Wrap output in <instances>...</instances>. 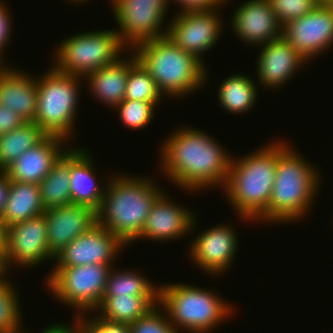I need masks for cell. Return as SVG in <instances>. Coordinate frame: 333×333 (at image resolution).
Masks as SVG:
<instances>
[{
    "mask_svg": "<svg viewBox=\"0 0 333 333\" xmlns=\"http://www.w3.org/2000/svg\"><path fill=\"white\" fill-rule=\"evenodd\" d=\"M161 148V170L177 187L198 191L224 187L232 157L212 136L196 128H182L167 137Z\"/></svg>",
    "mask_w": 333,
    "mask_h": 333,
    "instance_id": "obj_1",
    "label": "cell"
},
{
    "mask_svg": "<svg viewBox=\"0 0 333 333\" xmlns=\"http://www.w3.org/2000/svg\"><path fill=\"white\" fill-rule=\"evenodd\" d=\"M147 178L118 174L105 186L96 211L97 224L107 228L124 244L135 241L142 232L156 199L163 193Z\"/></svg>",
    "mask_w": 333,
    "mask_h": 333,
    "instance_id": "obj_2",
    "label": "cell"
},
{
    "mask_svg": "<svg viewBox=\"0 0 333 333\" xmlns=\"http://www.w3.org/2000/svg\"><path fill=\"white\" fill-rule=\"evenodd\" d=\"M304 160L286 144L277 143V165L270 201L258 219L293 222L309 210L321 179L313 165Z\"/></svg>",
    "mask_w": 333,
    "mask_h": 333,
    "instance_id": "obj_3",
    "label": "cell"
},
{
    "mask_svg": "<svg viewBox=\"0 0 333 333\" xmlns=\"http://www.w3.org/2000/svg\"><path fill=\"white\" fill-rule=\"evenodd\" d=\"M246 155L240 160L232 158L225 183V194L239 217L258 220L267 210L275 180L277 143Z\"/></svg>",
    "mask_w": 333,
    "mask_h": 333,
    "instance_id": "obj_4",
    "label": "cell"
},
{
    "mask_svg": "<svg viewBox=\"0 0 333 333\" xmlns=\"http://www.w3.org/2000/svg\"><path fill=\"white\" fill-rule=\"evenodd\" d=\"M133 50L163 96L166 93L182 97L207 81L204 63L178 47L168 36L145 41Z\"/></svg>",
    "mask_w": 333,
    "mask_h": 333,
    "instance_id": "obj_5",
    "label": "cell"
},
{
    "mask_svg": "<svg viewBox=\"0 0 333 333\" xmlns=\"http://www.w3.org/2000/svg\"><path fill=\"white\" fill-rule=\"evenodd\" d=\"M158 288V305L164 308L178 333L179 327L192 333H206L231 316L232 306L210 290L184 283Z\"/></svg>",
    "mask_w": 333,
    "mask_h": 333,
    "instance_id": "obj_6",
    "label": "cell"
},
{
    "mask_svg": "<svg viewBox=\"0 0 333 333\" xmlns=\"http://www.w3.org/2000/svg\"><path fill=\"white\" fill-rule=\"evenodd\" d=\"M79 78L54 68L36 78L38 96L34 123L46 135L60 136L66 140L72 136L78 107Z\"/></svg>",
    "mask_w": 333,
    "mask_h": 333,
    "instance_id": "obj_7",
    "label": "cell"
},
{
    "mask_svg": "<svg viewBox=\"0 0 333 333\" xmlns=\"http://www.w3.org/2000/svg\"><path fill=\"white\" fill-rule=\"evenodd\" d=\"M117 30L75 34L57 47L55 70L82 78L90 72L115 63L124 51Z\"/></svg>",
    "mask_w": 333,
    "mask_h": 333,
    "instance_id": "obj_8",
    "label": "cell"
},
{
    "mask_svg": "<svg viewBox=\"0 0 333 333\" xmlns=\"http://www.w3.org/2000/svg\"><path fill=\"white\" fill-rule=\"evenodd\" d=\"M111 264L55 266L47 278V286L58 300L71 305L77 314L95 311L105 292Z\"/></svg>",
    "mask_w": 333,
    "mask_h": 333,
    "instance_id": "obj_9",
    "label": "cell"
},
{
    "mask_svg": "<svg viewBox=\"0 0 333 333\" xmlns=\"http://www.w3.org/2000/svg\"><path fill=\"white\" fill-rule=\"evenodd\" d=\"M111 3L120 28L119 39L127 49L167 36L161 27L169 0H112Z\"/></svg>",
    "mask_w": 333,
    "mask_h": 333,
    "instance_id": "obj_10",
    "label": "cell"
},
{
    "mask_svg": "<svg viewBox=\"0 0 333 333\" xmlns=\"http://www.w3.org/2000/svg\"><path fill=\"white\" fill-rule=\"evenodd\" d=\"M282 36L306 61L321 54L333 43V5H317L306 15L291 20L283 26Z\"/></svg>",
    "mask_w": 333,
    "mask_h": 333,
    "instance_id": "obj_11",
    "label": "cell"
},
{
    "mask_svg": "<svg viewBox=\"0 0 333 333\" xmlns=\"http://www.w3.org/2000/svg\"><path fill=\"white\" fill-rule=\"evenodd\" d=\"M215 11L177 13L166 29L167 36L185 52L204 62L201 54L215 45L222 30L220 17Z\"/></svg>",
    "mask_w": 333,
    "mask_h": 333,
    "instance_id": "obj_12",
    "label": "cell"
},
{
    "mask_svg": "<svg viewBox=\"0 0 333 333\" xmlns=\"http://www.w3.org/2000/svg\"><path fill=\"white\" fill-rule=\"evenodd\" d=\"M45 215H39L6 227V256L10 263L34 266L48 259L54 260L47 241ZM13 261V262H12Z\"/></svg>",
    "mask_w": 333,
    "mask_h": 333,
    "instance_id": "obj_13",
    "label": "cell"
},
{
    "mask_svg": "<svg viewBox=\"0 0 333 333\" xmlns=\"http://www.w3.org/2000/svg\"><path fill=\"white\" fill-rule=\"evenodd\" d=\"M124 245L116 235L96 223L56 255V266L113 264L114 256Z\"/></svg>",
    "mask_w": 333,
    "mask_h": 333,
    "instance_id": "obj_14",
    "label": "cell"
},
{
    "mask_svg": "<svg viewBox=\"0 0 333 333\" xmlns=\"http://www.w3.org/2000/svg\"><path fill=\"white\" fill-rule=\"evenodd\" d=\"M235 233L226 224L203 231L189 246L191 259L207 273L217 275L226 271L237 252L238 237Z\"/></svg>",
    "mask_w": 333,
    "mask_h": 333,
    "instance_id": "obj_15",
    "label": "cell"
},
{
    "mask_svg": "<svg viewBox=\"0 0 333 333\" xmlns=\"http://www.w3.org/2000/svg\"><path fill=\"white\" fill-rule=\"evenodd\" d=\"M44 215L48 246L55 256L97 223L96 210L77 204L46 209Z\"/></svg>",
    "mask_w": 333,
    "mask_h": 333,
    "instance_id": "obj_16",
    "label": "cell"
},
{
    "mask_svg": "<svg viewBox=\"0 0 333 333\" xmlns=\"http://www.w3.org/2000/svg\"><path fill=\"white\" fill-rule=\"evenodd\" d=\"M232 29L243 42L264 45L282 37L279 23L269 0H247L235 10Z\"/></svg>",
    "mask_w": 333,
    "mask_h": 333,
    "instance_id": "obj_17",
    "label": "cell"
},
{
    "mask_svg": "<svg viewBox=\"0 0 333 333\" xmlns=\"http://www.w3.org/2000/svg\"><path fill=\"white\" fill-rule=\"evenodd\" d=\"M65 141L60 136L46 135L5 169L9 180L38 185L66 151L63 147V143L67 144Z\"/></svg>",
    "mask_w": 333,
    "mask_h": 333,
    "instance_id": "obj_18",
    "label": "cell"
},
{
    "mask_svg": "<svg viewBox=\"0 0 333 333\" xmlns=\"http://www.w3.org/2000/svg\"><path fill=\"white\" fill-rule=\"evenodd\" d=\"M168 200L164 193L156 199L137 240L149 238L153 241H168L190 233L189 231L195 228L193 212Z\"/></svg>",
    "mask_w": 333,
    "mask_h": 333,
    "instance_id": "obj_19",
    "label": "cell"
},
{
    "mask_svg": "<svg viewBox=\"0 0 333 333\" xmlns=\"http://www.w3.org/2000/svg\"><path fill=\"white\" fill-rule=\"evenodd\" d=\"M262 47V48H261ZM258 81L264 87H280L293 76L306 59L282 36L260 46Z\"/></svg>",
    "mask_w": 333,
    "mask_h": 333,
    "instance_id": "obj_20",
    "label": "cell"
},
{
    "mask_svg": "<svg viewBox=\"0 0 333 333\" xmlns=\"http://www.w3.org/2000/svg\"><path fill=\"white\" fill-rule=\"evenodd\" d=\"M37 80L7 66L0 73V104L26 122H34L37 110Z\"/></svg>",
    "mask_w": 333,
    "mask_h": 333,
    "instance_id": "obj_21",
    "label": "cell"
},
{
    "mask_svg": "<svg viewBox=\"0 0 333 333\" xmlns=\"http://www.w3.org/2000/svg\"><path fill=\"white\" fill-rule=\"evenodd\" d=\"M72 149H69L71 204L92 207L97 211L104 197L105 187L100 188L95 182L93 160L89 152L79 148Z\"/></svg>",
    "mask_w": 333,
    "mask_h": 333,
    "instance_id": "obj_22",
    "label": "cell"
},
{
    "mask_svg": "<svg viewBox=\"0 0 333 333\" xmlns=\"http://www.w3.org/2000/svg\"><path fill=\"white\" fill-rule=\"evenodd\" d=\"M134 56L125 62L121 57L113 64L88 73V86L97 97L108 106L115 107L125 98L129 66L137 59Z\"/></svg>",
    "mask_w": 333,
    "mask_h": 333,
    "instance_id": "obj_23",
    "label": "cell"
},
{
    "mask_svg": "<svg viewBox=\"0 0 333 333\" xmlns=\"http://www.w3.org/2000/svg\"><path fill=\"white\" fill-rule=\"evenodd\" d=\"M37 184L11 181L7 200L1 213L6 227L44 214Z\"/></svg>",
    "mask_w": 333,
    "mask_h": 333,
    "instance_id": "obj_24",
    "label": "cell"
},
{
    "mask_svg": "<svg viewBox=\"0 0 333 333\" xmlns=\"http://www.w3.org/2000/svg\"><path fill=\"white\" fill-rule=\"evenodd\" d=\"M159 295L102 297L98 316L106 321L130 325L158 305Z\"/></svg>",
    "mask_w": 333,
    "mask_h": 333,
    "instance_id": "obj_25",
    "label": "cell"
},
{
    "mask_svg": "<svg viewBox=\"0 0 333 333\" xmlns=\"http://www.w3.org/2000/svg\"><path fill=\"white\" fill-rule=\"evenodd\" d=\"M38 186L45 210L71 204L69 149L53 164L51 171Z\"/></svg>",
    "mask_w": 333,
    "mask_h": 333,
    "instance_id": "obj_26",
    "label": "cell"
},
{
    "mask_svg": "<svg viewBox=\"0 0 333 333\" xmlns=\"http://www.w3.org/2000/svg\"><path fill=\"white\" fill-rule=\"evenodd\" d=\"M256 86L251 78L242 74L226 78L221 83L217 95L221 107L236 114L247 112L255 106L258 93Z\"/></svg>",
    "mask_w": 333,
    "mask_h": 333,
    "instance_id": "obj_27",
    "label": "cell"
},
{
    "mask_svg": "<svg viewBox=\"0 0 333 333\" xmlns=\"http://www.w3.org/2000/svg\"><path fill=\"white\" fill-rule=\"evenodd\" d=\"M46 134L34 122L0 135V170H5L25 151L38 144Z\"/></svg>",
    "mask_w": 333,
    "mask_h": 333,
    "instance_id": "obj_28",
    "label": "cell"
},
{
    "mask_svg": "<svg viewBox=\"0 0 333 333\" xmlns=\"http://www.w3.org/2000/svg\"><path fill=\"white\" fill-rule=\"evenodd\" d=\"M111 269L107 278L103 297L115 295H159V288L149 282L142 274L133 271H117Z\"/></svg>",
    "mask_w": 333,
    "mask_h": 333,
    "instance_id": "obj_29",
    "label": "cell"
},
{
    "mask_svg": "<svg viewBox=\"0 0 333 333\" xmlns=\"http://www.w3.org/2000/svg\"><path fill=\"white\" fill-rule=\"evenodd\" d=\"M162 95L150 73L136 59L129 66L124 99L152 102L157 105Z\"/></svg>",
    "mask_w": 333,
    "mask_h": 333,
    "instance_id": "obj_30",
    "label": "cell"
},
{
    "mask_svg": "<svg viewBox=\"0 0 333 333\" xmlns=\"http://www.w3.org/2000/svg\"><path fill=\"white\" fill-rule=\"evenodd\" d=\"M5 279L0 280V333H21V312L16 290Z\"/></svg>",
    "mask_w": 333,
    "mask_h": 333,
    "instance_id": "obj_31",
    "label": "cell"
},
{
    "mask_svg": "<svg viewBox=\"0 0 333 333\" xmlns=\"http://www.w3.org/2000/svg\"><path fill=\"white\" fill-rule=\"evenodd\" d=\"M155 107L152 102L124 99L114 108L119 110L121 121L125 126L131 129H141L151 122Z\"/></svg>",
    "mask_w": 333,
    "mask_h": 333,
    "instance_id": "obj_32",
    "label": "cell"
},
{
    "mask_svg": "<svg viewBox=\"0 0 333 333\" xmlns=\"http://www.w3.org/2000/svg\"><path fill=\"white\" fill-rule=\"evenodd\" d=\"M156 305L145 316L139 318L136 322L129 325L130 333H178L171 320L166 316L165 310L163 314L158 310Z\"/></svg>",
    "mask_w": 333,
    "mask_h": 333,
    "instance_id": "obj_33",
    "label": "cell"
},
{
    "mask_svg": "<svg viewBox=\"0 0 333 333\" xmlns=\"http://www.w3.org/2000/svg\"><path fill=\"white\" fill-rule=\"evenodd\" d=\"M269 2L282 26L306 15L318 5L316 0H269Z\"/></svg>",
    "mask_w": 333,
    "mask_h": 333,
    "instance_id": "obj_34",
    "label": "cell"
},
{
    "mask_svg": "<svg viewBox=\"0 0 333 333\" xmlns=\"http://www.w3.org/2000/svg\"><path fill=\"white\" fill-rule=\"evenodd\" d=\"M76 328L78 333H130L128 324L113 323L98 316L91 320L76 315Z\"/></svg>",
    "mask_w": 333,
    "mask_h": 333,
    "instance_id": "obj_35",
    "label": "cell"
},
{
    "mask_svg": "<svg viewBox=\"0 0 333 333\" xmlns=\"http://www.w3.org/2000/svg\"><path fill=\"white\" fill-rule=\"evenodd\" d=\"M25 122L16 112L0 104V135L21 127Z\"/></svg>",
    "mask_w": 333,
    "mask_h": 333,
    "instance_id": "obj_36",
    "label": "cell"
},
{
    "mask_svg": "<svg viewBox=\"0 0 333 333\" xmlns=\"http://www.w3.org/2000/svg\"><path fill=\"white\" fill-rule=\"evenodd\" d=\"M182 6L181 11H209L218 9L220 5L225 4L226 0H173ZM216 7V8H215Z\"/></svg>",
    "mask_w": 333,
    "mask_h": 333,
    "instance_id": "obj_37",
    "label": "cell"
},
{
    "mask_svg": "<svg viewBox=\"0 0 333 333\" xmlns=\"http://www.w3.org/2000/svg\"><path fill=\"white\" fill-rule=\"evenodd\" d=\"M11 21L7 7L0 1V55L9 41Z\"/></svg>",
    "mask_w": 333,
    "mask_h": 333,
    "instance_id": "obj_38",
    "label": "cell"
},
{
    "mask_svg": "<svg viewBox=\"0 0 333 333\" xmlns=\"http://www.w3.org/2000/svg\"><path fill=\"white\" fill-rule=\"evenodd\" d=\"M10 180L5 170H0V217L7 200Z\"/></svg>",
    "mask_w": 333,
    "mask_h": 333,
    "instance_id": "obj_39",
    "label": "cell"
},
{
    "mask_svg": "<svg viewBox=\"0 0 333 333\" xmlns=\"http://www.w3.org/2000/svg\"><path fill=\"white\" fill-rule=\"evenodd\" d=\"M41 333H78L76 323L74 322L73 327H69L65 324H54L45 328Z\"/></svg>",
    "mask_w": 333,
    "mask_h": 333,
    "instance_id": "obj_40",
    "label": "cell"
},
{
    "mask_svg": "<svg viewBox=\"0 0 333 333\" xmlns=\"http://www.w3.org/2000/svg\"><path fill=\"white\" fill-rule=\"evenodd\" d=\"M9 268V263L6 256V247H0V280L5 279L4 277L8 273L7 270Z\"/></svg>",
    "mask_w": 333,
    "mask_h": 333,
    "instance_id": "obj_41",
    "label": "cell"
},
{
    "mask_svg": "<svg viewBox=\"0 0 333 333\" xmlns=\"http://www.w3.org/2000/svg\"><path fill=\"white\" fill-rule=\"evenodd\" d=\"M6 245V226L0 217V247H5Z\"/></svg>",
    "mask_w": 333,
    "mask_h": 333,
    "instance_id": "obj_42",
    "label": "cell"
},
{
    "mask_svg": "<svg viewBox=\"0 0 333 333\" xmlns=\"http://www.w3.org/2000/svg\"><path fill=\"white\" fill-rule=\"evenodd\" d=\"M318 5H333V0H316Z\"/></svg>",
    "mask_w": 333,
    "mask_h": 333,
    "instance_id": "obj_43",
    "label": "cell"
},
{
    "mask_svg": "<svg viewBox=\"0 0 333 333\" xmlns=\"http://www.w3.org/2000/svg\"><path fill=\"white\" fill-rule=\"evenodd\" d=\"M1 62H2V57L0 55V73L7 67L4 64H2Z\"/></svg>",
    "mask_w": 333,
    "mask_h": 333,
    "instance_id": "obj_44",
    "label": "cell"
},
{
    "mask_svg": "<svg viewBox=\"0 0 333 333\" xmlns=\"http://www.w3.org/2000/svg\"><path fill=\"white\" fill-rule=\"evenodd\" d=\"M73 1H74V2L76 1L77 3H78V2L83 3V2H85V1H87V0H71V2H73Z\"/></svg>",
    "mask_w": 333,
    "mask_h": 333,
    "instance_id": "obj_45",
    "label": "cell"
}]
</instances>
